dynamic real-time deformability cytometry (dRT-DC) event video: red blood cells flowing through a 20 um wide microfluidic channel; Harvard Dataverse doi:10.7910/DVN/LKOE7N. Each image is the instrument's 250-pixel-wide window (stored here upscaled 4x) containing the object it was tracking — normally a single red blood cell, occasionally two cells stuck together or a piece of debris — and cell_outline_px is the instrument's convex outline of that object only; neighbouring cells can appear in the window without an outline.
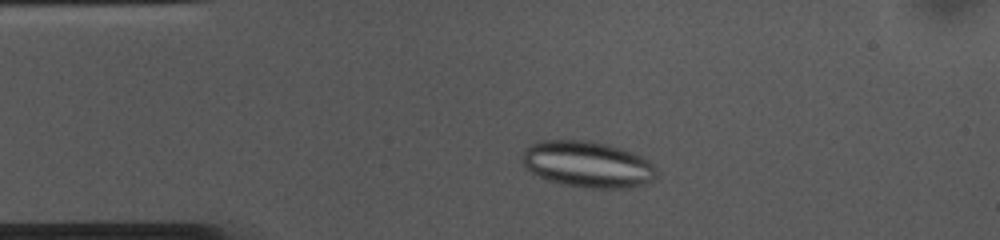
{"species": "common noctule bat (a hibernating species)", "species_latin": "Nyctalus noctula", "temperature_condition": "cold", "stored_images_in_passage": 46, "camera_frame_rate_fps": 3000, "um_per_image_px": 0.085, "animal": {"sex": "female", "body_mass_g": 10.0, "forearm_length_mm": 53.1}, "frame": {"image": 1, "passage_image": 8, "time_ms": 2.333, "image_size_px": [1000, 240], "cell_outline_px": [[656, 180], [648, 184], [636, 188], [584, 188], [564, 184], [548, 180], [532, 172], [520, 160], [524, 148], [536, 140], [588, 140], [608, 144], [632, 152], [648, 160], [656, 168]], "centroid_in_image_um": [49.96, 13.97], "position_along_channel_um": 35.0, "area_um2": 36.7}}
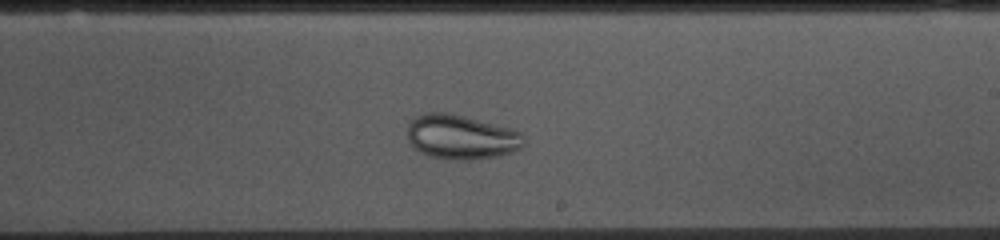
{"frame": {"image": 2, "passage_image": 28, "time_ms": 9.0, "image_size_px": [1000, 240], "cell_outline_px": [[524, 144], [520, 148], [512, 152], [500, 156], [468, 160], [456, 160], [428, 156], [412, 148], [408, 140], [408, 124], [416, 116], [424, 112], [448, 112], [464, 116], [524, 132]], "centroid_in_image_um": [39.19, 11.65], "position_along_channel_um": 249.8, "area_um2": 30.46}}
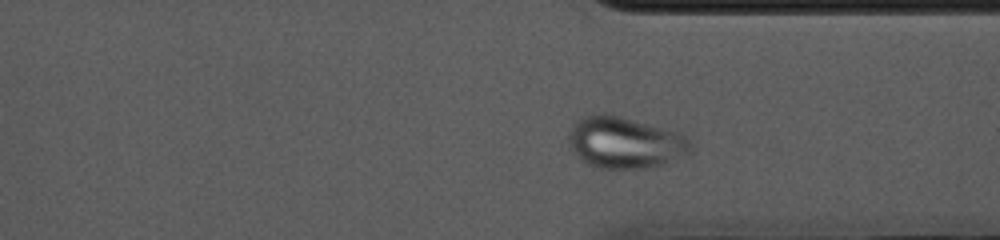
{"frame": {"image": 3, "passage_image": 37, "time_ms": 12.0, "image_size_px": [1000, 240], "cell_outline_px": [[692, 148], [684, 156], [652, 168], [596, 168], [588, 164], [576, 156], [568, 140], [568, 132], [576, 120], [584, 116], [600, 112], [604, 112], [620, 116], [676, 132], [688, 136], [692, 140]], "centroid_in_image_um": [53.11, 12.11], "position_along_channel_um": 358.3, "area_um2": 36.76}}